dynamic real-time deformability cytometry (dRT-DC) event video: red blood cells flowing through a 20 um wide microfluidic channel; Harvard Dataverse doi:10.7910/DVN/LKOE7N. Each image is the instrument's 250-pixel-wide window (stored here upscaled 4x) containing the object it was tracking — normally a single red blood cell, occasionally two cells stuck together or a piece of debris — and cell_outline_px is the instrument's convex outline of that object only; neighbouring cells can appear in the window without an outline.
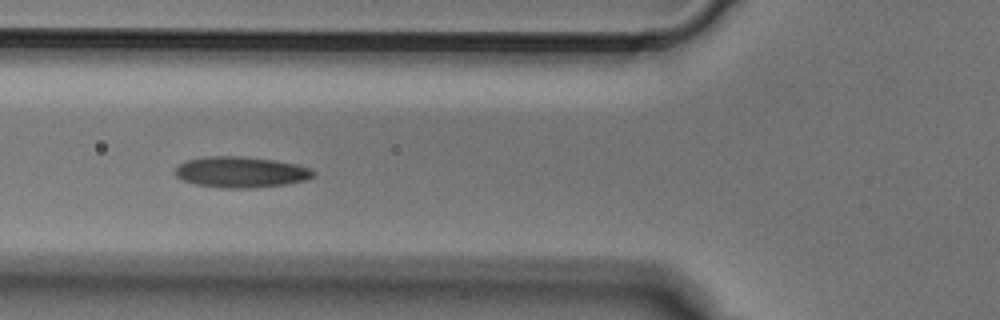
{"species": "Egyptian fruit bat (a non-hibernating species)", "species_latin": "Rousettus aegyptiacus", "temperature_condition": "cold", "stored_images_in_passage": 6, "camera_frame_rate_fps": 3000, "um_per_image_px": 0.085, "animal": {"sex": "male"}, "frame": {"image": 1, "passage_image": 4, "time_ms": 1.0, "image_size_px": [1000, 320], "cell_outline_px": [[316, 172], [312, 176], [304, 180], [284, 184], [256, 188], [220, 188], [196, 184], [184, 180], [176, 176], [172, 172], [184, 160], [208, 156], [244, 156], [276, 160], [296, 164], [312, 168]], "centroid_in_image_um": [20.46, 14.62], "position_along_channel_um": 105.3, "area_um2": 25.09}}
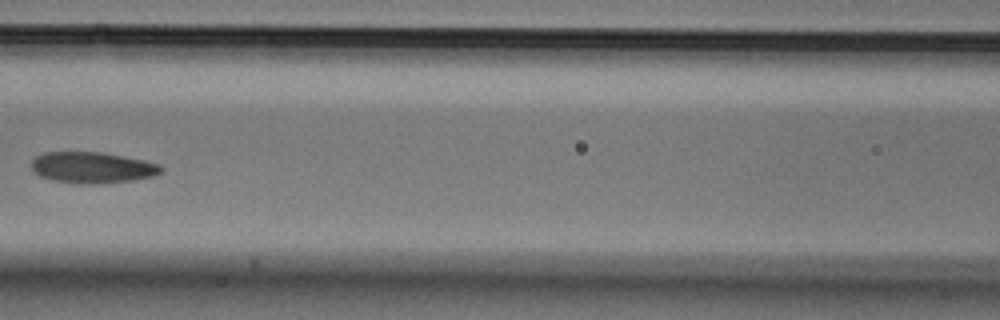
{"frame": {"image": 2, "passage_image": 5, "time_ms": 1.333, "image_size_px": [1000, 320], "cell_outline_px": [[164, 168], [160, 172], [152, 176], [132, 180], [100, 184], [72, 184], [52, 180], [40, 176], [32, 168], [32, 160], [36, 156], [44, 152], [100, 152], [124, 156], [144, 160], [160, 164]], "centroid_in_image_um": [7.84, 14.25], "position_along_channel_um": 158.8, "area_um2": 23.64}}
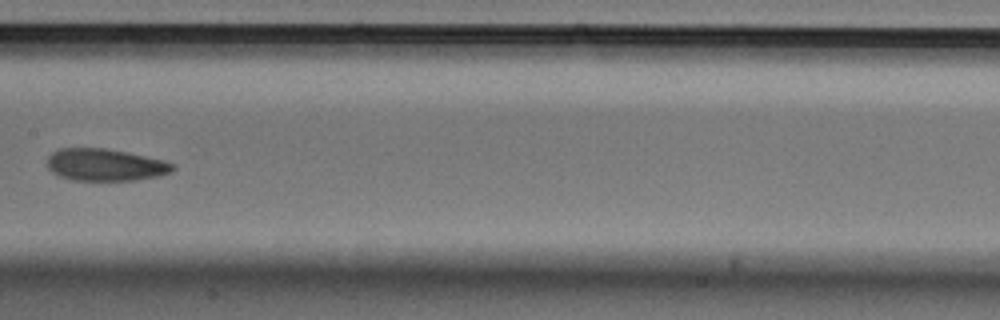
{"frame": {"image": 3, "passage_image": 6, "time_ms": 1.667, "image_size_px": [1000, 320], "cell_outline_px": [[176, 168], [172, 172], [160, 176], [136, 180], [72, 180], [60, 176], [52, 172], [48, 168], [48, 156], [52, 152], [60, 148], [104, 148], [128, 152], [164, 160], [176, 164]], "centroid_in_image_um": [8.99, 14.01], "position_along_channel_um": 198.4, "area_um2": 23.7}}